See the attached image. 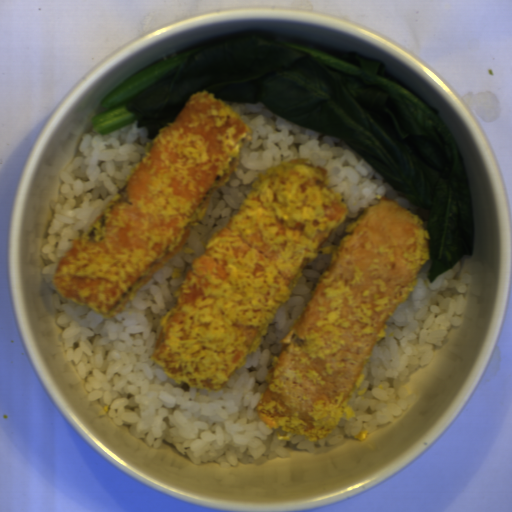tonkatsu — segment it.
I'll list each match as a JSON object with an SVG mask.
<instances>
[{"label":"tonkatsu","mask_w":512,"mask_h":512,"mask_svg":"<svg viewBox=\"0 0 512 512\" xmlns=\"http://www.w3.org/2000/svg\"><path fill=\"white\" fill-rule=\"evenodd\" d=\"M347 213L343 194L311 158L261 169L174 288L150 351L156 367L183 393L229 389L306 266L328 255L278 341L255 413L268 430L285 433L279 439L311 442L355 418L349 396L386 321L415 291L431 247L421 216L378 194L335 246L324 247Z\"/></svg>","instance_id":"1"},{"label":"tonkatsu","mask_w":512,"mask_h":512,"mask_svg":"<svg viewBox=\"0 0 512 512\" xmlns=\"http://www.w3.org/2000/svg\"><path fill=\"white\" fill-rule=\"evenodd\" d=\"M253 126L209 90L195 91L173 122L145 142L119 190L53 266L57 294L115 317L157 270L193 252L194 226L239 164Z\"/></svg>","instance_id":"2"}]
</instances>
